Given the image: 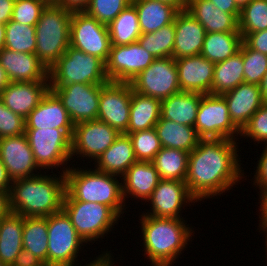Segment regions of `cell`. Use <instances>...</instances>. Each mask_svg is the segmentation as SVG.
Wrapping results in <instances>:
<instances>
[{
	"label": "cell",
	"instance_id": "1",
	"mask_svg": "<svg viewBox=\"0 0 267 266\" xmlns=\"http://www.w3.org/2000/svg\"><path fill=\"white\" fill-rule=\"evenodd\" d=\"M236 140L200 139L189 153L185 183L198 201L218 198L246 180ZM234 185V186H233Z\"/></svg>",
	"mask_w": 267,
	"mask_h": 266
},
{
	"label": "cell",
	"instance_id": "2",
	"mask_svg": "<svg viewBox=\"0 0 267 266\" xmlns=\"http://www.w3.org/2000/svg\"><path fill=\"white\" fill-rule=\"evenodd\" d=\"M46 173L42 171L38 175L12 181L9 192L11 213L23 217H47L62 211L66 193L65 174L60 171L58 175Z\"/></svg>",
	"mask_w": 267,
	"mask_h": 266
},
{
	"label": "cell",
	"instance_id": "3",
	"mask_svg": "<svg viewBox=\"0 0 267 266\" xmlns=\"http://www.w3.org/2000/svg\"><path fill=\"white\" fill-rule=\"evenodd\" d=\"M185 219L139 216L140 238H143L140 246H143L142 252L151 262L150 266H173L186 250L195 232Z\"/></svg>",
	"mask_w": 267,
	"mask_h": 266
},
{
	"label": "cell",
	"instance_id": "4",
	"mask_svg": "<svg viewBox=\"0 0 267 266\" xmlns=\"http://www.w3.org/2000/svg\"><path fill=\"white\" fill-rule=\"evenodd\" d=\"M83 167L74 164L65 172L66 193L63 201L101 203L109 206L120 218L124 217L122 215L128 207L122 195V178Z\"/></svg>",
	"mask_w": 267,
	"mask_h": 266
},
{
	"label": "cell",
	"instance_id": "5",
	"mask_svg": "<svg viewBox=\"0 0 267 266\" xmlns=\"http://www.w3.org/2000/svg\"><path fill=\"white\" fill-rule=\"evenodd\" d=\"M72 11L50 0L43 8L36 28L35 55L50 69L70 46Z\"/></svg>",
	"mask_w": 267,
	"mask_h": 266
},
{
	"label": "cell",
	"instance_id": "6",
	"mask_svg": "<svg viewBox=\"0 0 267 266\" xmlns=\"http://www.w3.org/2000/svg\"><path fill=\"white\" fill-rule=\"evenodd\" d=\"M30 148L32 149L38 167L46 172L58 170L61 173L70 168L71 137L73 130H62L52 128L25 129ZM69 163V164H68ZM49 169V170H48Z\"/></svg>",
	"mask_w": 267,
	"mask_h": 266
},
{
	"label": "cell",
	"instance_id": "7",
	"mask_svg": "<svg viewBox=\"0 0 267 266\" xmlns=\"http://www.w3.org/2000/svg\"><path fill=\"white\" fill-rule=\"evenodd\" d=\"M106 63L94 55L69 46L49 69V84H105Z\"/></svg>",
	"mask_w": 267,
	"mask_h": 266
},
{
	"label": "cell",
	"instance_id": "8",
	"mask_svg": "<svg viewBox=\"0 0 267 266\" xmlns=\"http://www.w3.org/2000/svg\"><path fill=\"white\" fill-rule=\"evenodd\" d=\"M62 210L70 218L77 234L89 245L106 237L120 217L101 203L84 201H63ZM94 241V242H93Z\"/></svg>",
	"mask_w": 267,
	"mask_h": 266
},
{
	"label": "cell",
	"instance_id": "9",
	"mask_svg": "<svg viewBox=\"0 0 267 266\" xmlns=\"http://www.w3.org/2000/svg\"><path fill=\"white\" fill-rule=\"evenodd\" d=\"M48 266H78L79 251L87 243L77 234L70 218L62 210L47 216ZM83 246V247H82Z\"/></svg>",
	"mask_w": 267,
	"mask_h": 266
},
{
	"label": "cell",
	"instance_id": "10",
	"mask_svg": "<svg viewBox=\"0 0 267 266\" xmlns=\"http://www.w3.org/2000/svg\"><path fill=\"white\" fill-rule=\"evenodd\" d=\"M194 128L201 139L237 141L240 137V130L231 121L222 95L208 93L201 97Z\"/></svg>",
	"mask_w": 267,
	"mask_h": 266
},
{
	"label": "cell",
	"instance_id": "11",
	"mask_svg": "<svg viewBox=\"0 0 267 266\" xmlns=\"http://www.w3.org/2000/svg\"><path fill=\"white\" fill-rule=\"evenodd\" d=\"M119 135L116 129L98 119L74 124L71 137V158L74 161L71 163L75 162V158L84 162L83 158L88 162L91 159L89 163L90 167H93V161L95 162Z\"/></svg>",
	"mask_w": 267,
	"mask_h": 266
},
{
	"label": "cell",
	"instance_id": "12",
	"mask_svg": "<svg viewBox=\"0 0 267 266\" xmlns=\"http://www.w3.org/2000/svg\"><path fill=\"white\" fill-rule=\"evenodd\" d=\"M70 46L107 62L111 41L108 25L98 22L85 11H75L70 21Z\"/></svg>",
	"mask_w": 267,
	"mask_h": 266
},
{
	"label": "cell",
	"instance_id": "13",
	"mask_svg": "<svg viewBox=\"0 0 267 266\" xmlns=\"http://www.w3.org/2000/svg\"><path fill=\"white\" fill-rule=\"evenodd\" d=\"M133 91L164 100L181 91L173 57L156 58L151 65L130 81Z\"/></svg>",
	"mask_w": 267,
	"mask_h": 266
},
{
	"label": "cell",
	"instance_id": "14",
	"mask_svg": "<svg viewBox=\"0 0 267 266\" xmlns=\"http://www.w3.org/2000/svg\"><path fill=\"white\" fill-rule=\"evenodd\" d=\"M102 84H50L74 124L96 120Z\"/></svg>",
	"mask_w": 267,
	"mask_h": 266
},
{
	"label": "cell",
	"instance_id": "15",
	"mask_svg": "<svg viewBox=\"0 0 267 266\" xmlns=\"http://www.w3.org/2000/svg\"><path fill=\"white\" fill-rule=\"evenodd\" d=\"M132 86L129 82L108 81L102 84L97 119L110 125L120 134L128 128Z\"/></svg>",
	"mask_w": 267,
	"mask_h": 266
},
{
	"label": "cell",
	"instance_id": "16",
	"mask_svg": "<svg viewBox=\"0 0 267 266\" xmlns=\"http://www.w3.org/2000/svg\"><path fill=\"white\" fill-rule=\"evenodd\" d=\"M146 202L151 209H146L147 212L142 213L144 215L183 218L181 212L184 206H194L198 201L189 192L185 181L161 179Z\"/></svg>",
	"mask_w": 267,
	"mask_h": 266
},
{
	"label": "cell",
	"instance_id": "17",
	"mask_svg": "<svg viewBox=\"0 0 267 266\" xmlns=\"http://www.w3.org/2000/svg\"><path fill=\"white\" fill-rule=\"evenodd\" d=\"M155 59L138 41L128 45L111 46L106 62V75L109 81L130 83Z\"/></svg>",
	"mask_w": 267,
	"mask_h": 266
},
{
	"label": "cell",
	"instance_id": "18",
	"mask_svg": "<svg viewBox=\"0 0 267 266\" xmlns=\"http://www.w3.org/2000/svg\"><path fill=\"white\" fill-rule=\"evenodd\" d=\"M0 159L12 181L32 177L42 171L25 133L0 138Z\"/></svg>",
	"mask_w": 267,
	"mask_h": 266
},
{
	"label": "cell",
	"instance_id": "19",
	"mask_svg": "<svg viewBox=\"0 0 267 266\" xmlns=\"http://www.w3.org/2000/svg\"><path fill=\"white\" fill-rule=\"evenodd\" d=\"M0 65L10 82L49 81V69L35 54L4 48L0 52Z\"/></svg>",
	"mask_w": 267,
	"mask_h": 266
},
{
	"label": "cell",
	"instance_id": "20",
	"mask_svg": "<svg viewBox=\"0 0 267 266\" xmlns=\"http://www.w3.org/2000/svg\"><path fill=\"white\" fill-rule=\"evenodd\" d=\"M49 89V81L10 82L0 99L13 113L26 119Z\"/></svg>",
	"mask_w": 267,
	"mask_h": 266
},
{
	"label": "cell",
	"instance_id": "21",
	"mask_svg": "<svg viewBox=\"0 0 267 266\" xmlns=\"http://www.w3.org/2000/svg\"><path fill=\"white\" fill-rule=\"evenodd\" d=\"M181 91L211 94L214 63L201 54L175 60Z\"/></svg>",
	"mask_w": 267,
	"mask_h": 266
},
{
	"label": "cell",
	"instance_id": "22",
	"mask_svg": "<svg viewBox=\"0 0 267 266\" xmlns=\"http://www.w3.org/2000/svg\"><path fill=\"white\" fill-rule=\"evenodd\" d=\"M42 128L74 129V123L71 121L67 110L63 107L62 101L50 89L25 119V129Z\"/></svg>",
	"mask_w": 267,
	"mask_h": 266
},
{
	"label": "cell",
	"instance_id": "23",
	"mask_svg": "<svg viewBox=\"0 0 267 266\" xmlns=\"http://www.w3.org/2000/svg\"><path fill=\"white\" fill-rule=\"evenodd\" d=\"M222 96L227 103L231 121L240 131L264 104L260 86L256 84L243 82Z\"/></svg>",
	"mask_w": 267,
	"mask_h": 266
},
{
	"label": "cell",
	"instance_id": "24",
	"mask_svg": "<svg viewBox=\"0 0 267 266\" xmlns=\"http://www.w3.org/2000/svg\"><path fill=\"white\" fill-rule=\"evenodd\" d=\"M175 41L173 58L201 54L206 35L204 27L186 10L179 11L174 18Z\"/></svg>",
	"mask_w": 267,
	"mask_h": 266
},
{
	"label": "cell",
	"instance_id": "25",
	"mask_svg": "<svg viewBox=\"0 0 267 266\" xmlns=\"http://www.w3.org/2000/svg\"><path fill=\"white\" fill-rule=\"evenodd\" d=\"M121 178L125 204L129 198L146 202L161 180L152 161H136Z\"/></svg>",
	"mask_w": 267,
	"mask_h": 266
},
{
	"label": "cell",
	"instance_id": "26",
	"mask_svg": "<svg viewBox=\"0 0 267 266\" xmlns=\"http://www.w3.org/2000/svg\"><path fill=\"white\" fill-rule=\"evenodd\" d=\"M185 10L204 27L206 33L240 32L239 20L218 9L213 2L188 0Z\"/></svg>",
	"mask_w": 267,
	"mask_h": 266
},
{
	"label": "cell",
	"instance_id": "27",
	"mask_svg": "<svg viewBox=\"0 0 267 266\" xmlns=\"http://www.w3.org/2000/svg\"><path fill=\"white\" fill-rule=\"evenodd\" d=\"M136 161L129 135L121 133L93 164L98 171L122 177Z\"/></svg>",
	"mask_w": 267,
	"mask_h": 266
},
{
	"label": "cell",
	"instance_id": "28",
	"mask_svg": "<svg viewBox=\"0 0 267 266\" xmlns=\"http://www.w3.org/2000/svg\"><path fill=\"white\" fill-rule=\"evenodd\" d=\"M204 94L180 91L161 101V117L194 127Z\"/></svg>",
	"mask_w": 267,
	"mask_h": 266
},
{
	"label": "cell",
	"instance_id": "29",
	"mask_svg": "<svg viewBox=\"0 0 267 266\" xmlns=\"http://www.w3.org/2000/svg\"><path fill=\"white\" fill-rule=\"evenodd\" d=\"M138 13L141 34L153 33L174 21L179 12L174 6L159 0H132Z\"/></svg>",
	"mask_w": 267,
	"mask_h": 266
},
{
	"label": "cell",
	"instance_id": "30",
	"mask_svg": "<svg viewBox=\"0 0 267 266\" xmlns=\"http://www.w3.org/2000/svg\"><path fill=\"white\" fill-rule=\"evenodd\" d=\"M160 117L161 100L141 95L132 89L129 123L124 134L154 128Z\"/></svg>",
	"mask_w": 267,
	"mask_h": 266
},
{
	"label": "cell",
	"instance_id": "31",
	"mask_svg": "<svg viewBox=\"0 0 267 266\" xmlns=\"http://www.w3.org/2000/svg\"><path fill=\"white\" fill-rule=\"evenodd\" d=\"M155 130L162 147L192 152L201 139L196 129L192 126L179 124L169 119L160 117Z\"/></svg>",
	"mask_w": 267,
	"mask_h": 266
},
{
	"label": "cell",
	"instance_id": "32",
	"mask_svg": "<svg viewBox=\"0 0 267 266\" xmlns=\"http://www.w3.org/2000/svg\"><path fill=\"white\" fill-rule=\"evenodd\" d=\"M23 249V216L10 213L0 219V261L11 266Z\"/></svg>",
	"mask_w": 267,
	"mask_h": 266
},
{
	"label": "cell",
	"instance_id": "33",
	"mask_svg": "<svg viewBox=\"0 0 267 266\" xmlns=\"http://www.w3.org/2000/svg\"><path fill=\"white\" fill-rule=\"evenodd\" d=\"M244 82L242 53L236 52L228 59L214 65L211 94L223 95Z\"/></svg>",
	"mask_w": 267,
	"mask_h": 266
},
{
	"label": "cell",
	"instance_id": "34",
	"mask_svg": "<svg viewBox=\"0 0 267 266\" xmlns=\"http://www.w3.org/2000/svg\"><path fill=\"white\" fill-rule=\"evenodd\" d=\"M241 43L240 32L206 33L201 55L216 64L238 52Z\"/></svg>",
	"mask_w": 267,
	"mask_h": 266
},
{
	"label": "cell",
	"instance_id": "35",
	"mask_svg": "<svg viewBox=\"0 0 267 266\" xmlns=\"http://www.w3.org/2000/svg\"><path fill=\"white\" fill-rule=\"evenodd\" d=\"M23 249L48 266L47 217H23Z\"/></svg>",
	"mask_w": 267,
	"mask_h": 266
},
{
	"label": "cell",
	"instance_id": "36",
	"mask_svg": "<svg viewBox=\"0 0 267 266\" xmlns=\"http://www.w3.org/2000/svg\"><path fill=\"white\" fill-rule=\"evenodd\" d=\"M188 157L189 153L184 150L162 147L152 163L159 173L160 179L185 181Z\"/></svg>",
	"mask_w": 267,
	"mask_h": 266
},
{
	"label": "cell",
	"instance_id": "37",
	"mask_svg": "<svg viewBox=\"0 0 267 266\" xmlns=\"http://www.w3.org/2000/svg\"><path fill=\"white\" fill-rule=\"evenodd\" d=\"M111 46L128 45L141 36L139 18L135 6L128 5L109 25Z\"/></svg>",
	"mask_w": 267,
	"mask_h": 266
},
{
	"label": "cell",
	"instance_id": "38",
	"mask_svg": "<svg viewBox=\"0 0 267 266\" xmlns=\"http://www.w3.org/2000/svg\"><path fill=\"white\" fill-rule=\"evenodd\" d=\"M175 41L174 21L153 33L141 34L138 43L154 58L173 56Z\"/></svg>",
	"mask_w": 267,
	"mask_h": 266
},
{
	"label": "cell",
	"instance_id": "39",
	"mask_svg": "<svg viewBox=\"0 0 267 266\" xmlns=\"http://www.w3.org/2000/svg\"><path fill=\"white\" fill-rule=\"evenodd\" d=\"M4 48L16 52L35 54L36 28L10 20L5 24Z\"/></svg>",
	"mask_w": 267,
	"mask_h": 266
},
{
	"label": "cell",
	"instance_id": "40",
	"mask_svg": "<svg viewBox=\"0 0 267 266\" xmlns=\"http://www.w3.org/2000/svg\"><path fill=\"white\" fill-rule=\"evenodd\" d=\"M267 29V0H252L241 9L239 31L242 38Z\"/></svg>",
	"mask_w": 267,
	"mask_h": 266
},
{
	"label": "cell",
	"instance_id": "41",
	"mask_svg": "<svg viewBox=\"0 0 267 266\" xmlns=\"http://www.w3.org/2000/svg\"><path fill=\"white\" fill-rule=\"evenodd\" d=\"M239 51L244 63V82L260 85L267 71V55L250 49L243 41Z\"/></svg>",
	"mask_w": 267,
	"mask_h": 266
},
{
	"label": "cell",
	"instance_id": "42",
	"mask_svg": "<svg viewBox=\"0 0 267 266\" xmlns=\"http://www.w3.org/2000/svg\"><path fill=\"white\" fill-rule=\"evenodd\" d=\"M137 161H152L162 146L155 128L128 134Z\"/></svg>",
	"mask_w": 267,
	"mask_h": 266
},
{
	"label": "cell",
	"instance_id": "43",
	"mask_svg": "<svg viewBox=\"0 0 267 266\" xmlns=\"http://www.w3.org/2000/svg\"><path fill=\"white\" fill-rule=\"evenodd\" d=\"M132 0H90L84 10L98 22L109 25Z\"/></svg>",
	"mask_w": 267,
	"mask_h": 266
},
{
	"label": "cell",
	"instance_id": "44",
	"mask_svg": "<svg viewBox=\"0 0 267 266\" xmlns=\"http://www.w3.org/2000/svg\"><path fill=\"white\" fill-rule=\"evenodd\" d=\"M50 0H15L11 20L35 26L43 8Z\"/></svg>",
	"mask_w": 267,
	"mask_h": 266
},
{
	"label": "cell",
	"instance_id": "45",
	"mask_svg": "<svg viewBox=\"0 0 267 266\" xmlns=\"http://www.w3.org/2000/svg\"><path fill=\"white\" fill-rule=\"evenodd\" d=\"M239 139L245 138L247 141L251 138L252 141L260 145L267 144V102L251 116L248 123L240 131Z\"/></svg>",
	"mask_w": 267,
	"mask_h": 266
},
{
	"label": "cell",
	"instance_id": "46",
	"mask_svg": "<svg viewBox=\"0 0 267 266\" xmlns=\"http://www.w3.org/2000/svg\"><path fill=\"white\" fill-rule=\"evenodd\" d=\"M25 133V119L8 109L0 99V138Z\"/></svg>",
	"mask_w": 267,
	"mask_h": 266
},
{
	"label": "cell",
	"instance_id": "47",
	"mask_svg": "<svg viewBox=\"0 0 267 266\" xmlns=\"http://www.w3.org/2000/svg\"><path fill=\"white\" fill-rule=\"evenodd\" d=\"M264 146V148H262V152L260 153L261 155H259L260 158H258L256 167H254V176L252 177L253 179V184L255 185L253 187H255L254 189H259V194H264L267 193V144L266 145H262V147ZM256 168V169H255Z\"/></svg>",
	"mask_w": 267,
	"mask_h": 266
},
{
	"label": "cell",
	"instance_id": "48",
	"mask_svg": "<svg viewBox=\"0 0 267 266\" xmlns=\"http://www.w3.org/2000/svg\"><path fill=\"white\" fill-rule=\"evenodd\" d=\"M242 41L250 48L267 55V29L246 34Z\"/></svg>",
	"mask_w": 267,
	"mask_h": 266
},
{
	"label": "cell",
	"instance_id": "49",
	"mask_svg": "<svg viewBox=\"0 0 267 266\" xmlns=\"http://www.w3.org/2000/svg\"><path fill=\"white\" fill-rule=\"evenodd\" d=\"M11 266H46L31 252L22 249Z\"/></svg>",
	"mask_w": 267,
	"mask_h": 266
},
{
	"label": "cell",
	"instance_id": "50",
	"mask_svg": "<svg viewBox=\"0 0 267 266\" xmlns=\"http://www.w3.org/2000/svg\"><path fill=\"white\" fill-rule=\"evenodd\" d=\"M259 201L260 207L258 208V212H260L258 216L260 219L258 220L259 224L257 230H259V233L262 232L263 236H267V193L259 195Z\"/></svg>",
	"mask_w": 267,
	"mask_h": 266
},
{
	"label": "cell",
	"instance_id": "51",
	"mask_svg": "<svg viewBox=\"0 0 267 266\" xmlns=\"http://www.w3.org/2000/svg\"><path fill=\"white\" fill-rule=\"evenodd\" d=\"M213 2L215 6L223 12L233 14L238 20L240 17L241 9L236 4L235 0H208Z\"/></svg>",
	"mask_w": 267,
	"mask_h": 266
},
{
	"label": "cell",
	"instance_id": "52",
	"mask_svg": "<svg viewBox=\"0 0 267 266\" xmlns=\"http://www.w3.org/2000/svg\"><path fill=\"white\" fill-rule=\"evenodd\" d=\"M101 252L102 253L94 257V260L90 261V263H85V265L80 266H115L113 253L110 250L108 251V249L105 251L101 250Z\"/></svg>",
	"mask_w": 267,
	"mask_h": 266
},
{
	"label": "cell",
	"instance_id": "53",
	"mask_svg": "<svg viewBox=\"0 0 267 266\" xmlns=\"http://www.w3.org/2000/svg\"><path fill=\"white\" fill-rule=\"evenodd\" d=\"M54 3L61 5L69 11H84L90 0H52Z\"/></svg>",
	"mask_w": 267,
	"mask_h": 266
},
{
	"label": "cell",
	"instance_id": "54",
	"mask_svg": "<svg viewBox=\"0 0 267 266\" xmlns=\"http://www.w3.org/2000/svg\"><path fill=\"white\" fill-rule=\"evenodd\" d=\"M15 0H0V23L6 24L11 20Z\"/></svg>",
	"mask_w": 267,
	"mask_h": 266
},
{
	"label": "cell",
	"instance_id": "55",
	"mask_svg": "<svg viewBox=\"0 0 267 266\" xmlns=\"http://www.w3.org/2000/svg\"><path fill=\"white\" fill-rule=\"evenodd\" d=\"M9 192L10 191H0V219L11 213Z\"/></svg>",
	"mask_w": 267,
	"mask_h": 266
},
{
	"label": "cell",
	"instance_id": "56",
	"mask_svg": "<svg viewBox=\"0 0 267 266\" xmlns=\"http://www.w3.org/2000/svg\"><path fill=\"white\" fill-rule=\"evenodd\" d=\"M12 180L0 159V191H10Z\"/></svg>",
	"mask_w": 267,
	"mask_h": 266
},
{
	"label": "cell",
	"instance_id": "57",
	"mask_svg": "<svg viewBox=\"0 0 267 266\" xmlns=\"http://www.w3.org/2000/svg\"><path fill=\"white\" fill-rule=\"evenodd\" d=\"M174 6L178 11H183L186 8L188 0H159Z\"/></svg>",
	"mask_w": 267,
	"mask_h": 266
},
{
	"label": "cell",
	"instance_id": "58",
	"mask_svg": "<svg viewBox=\"0 0 267 266\" xmlns=\"http://www.w3.org/2000/svg\"><path fill=\"white\" fill-rule=\"evenodd\" d=\"M9 83L10 80L8 79L5 70L0 65V93L7 87Z\"/></svg>",
	"mask_w": 267,
	"mask_h": 266
},
{
	"label": "cell",
	"instance_id": "59",
	"mask_svg": "<svg viewBox=\"0 0 267 266\" xmlns=\"http://www.w3.org/2000/svg\"><path fill=\"white\" fill-rule=\"evenodd\" d=\"M259 86H260L262 99L264 102H267V71L265 75L263 76L262 81Z\"/></svg>",
	"mask_w": 267,
	"mask_h": 266
},
{
	"label": "cell",
	"instance_id": "60",
	"mask_svg": "<svg viewBox=\"0 0 267 266\" xmlns=\"http://www.w3.org/2000/svg\"><path fill=\"white\" fill-rule=\"evenodd\" d=\"M5 46V24L0 23V52Z\"/></svg>",
	"mask_w": 267,
	"mask_h": 266
},
{
	"label": "cell",
	"instance_id": "61",
	"mask_svg": "<svg viewBox=\"0 0 267 266\" xmlns=\"http://www.w3.org/2000/svg\"><path fill=\"white\" fill-rule=\"evenodd\" d=\"M250 1L252 0H235L236 4L238 5L240 9L246 6Z\"/></svg>",
	"mask_w": 267,
	"mask_h": 266
},
{
	"label": "cell",
	"instance_id": "62",
	"mask_svg": "<svg viewBox=\"0 0 267 266\" xmlns=\"http://www.w3.org/2000/svg\"><path fill=\"white\" fill-rule=\"evenodd\" d=\"M264 239H266V240L264 241V242H265V244H264V245H265V247H264L265 249H264V250H265V252H266L265 255L267 256V236H265ZM266 258H267V257H266ZM265 261H266V264H267V259H266Z\"/></svg>",
	"mask_w": 267,
	"mask_h": 266
},
{
	"label": "cell",
	"instance_id": "63",
	"mask_svg": "<svg viewBox=\"0 0 267 266\" xmlns=\"http://www.w3.org/2000/svg\"><path fill=\"white\" fill-rule=\"evenodd\" d=\"M0 266H7L5 263H2L1 261H0Z\"/></svg>",
	"mask_w": 267,
	"mask_h": 266
}]
</instances>
